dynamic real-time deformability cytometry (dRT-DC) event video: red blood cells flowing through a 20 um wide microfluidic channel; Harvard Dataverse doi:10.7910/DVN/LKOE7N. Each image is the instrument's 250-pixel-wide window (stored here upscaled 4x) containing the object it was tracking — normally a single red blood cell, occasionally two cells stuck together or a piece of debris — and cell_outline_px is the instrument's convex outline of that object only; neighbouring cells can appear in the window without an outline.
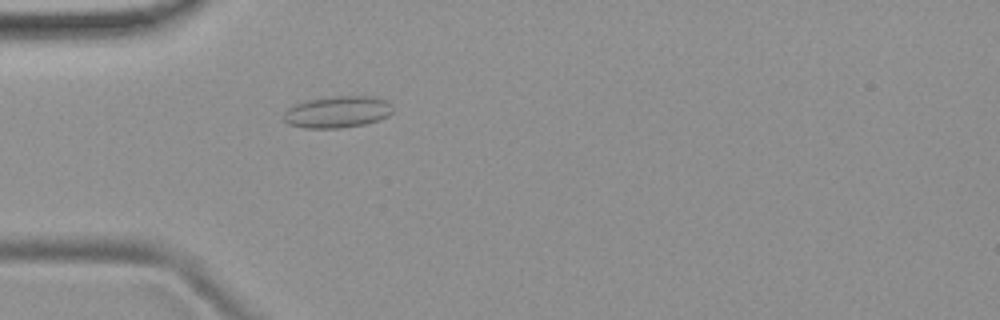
{"species": "common noctule bat (a hibernating species)", "species_latin": "Nyctalus noctula", "temperature_condition": "room temperature", "stored_images_in_passage": 46, "camera_frame_rate_fps": 3000, "um_per_image_px": 0.085, "animal": {"sex": "female", "body_mass_g": 19.9}, "frame": {"image": 1, "passage_image": 9, "time_ms": 2.667, "image_size_px": [1000, 320], "cell_outline_px": [[392, 112], [388, 116], [364, 124], [340, 128], [304, 128], [288, 124], [284, 120], [284, 112], [288, 108], [296, 104], [308, 100], [332, 96], [376, 96], [388, 100], [392, 104]], "centroid_in_image_um": [28.71, 9.5], "position_along_channel_um": 56.3, "area_um2": 20.23}}
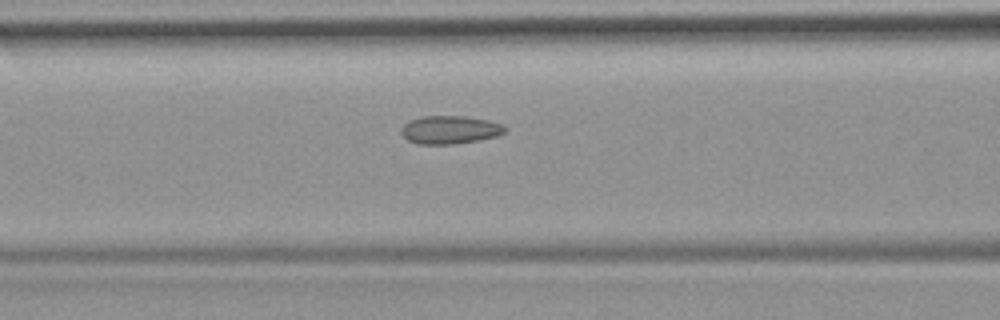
{"frame": {"image": 2, "passage_image": 15, "time_ms": 4.667, "image_size_px": [1000, 320], "cell_outline_px": [[508, 128], [504, 132], [496, 136], [476, 140], [452, 144], [416, 144], [408, 140], [400, 132], [400, 128], [404, 124], [420, 116], [464, 116], [488, 120], [504, 124]], "centroid_in_image_um": [38.23, 11.02], "position_along_channel_um": 128.4, "area_um2": 16.99}}
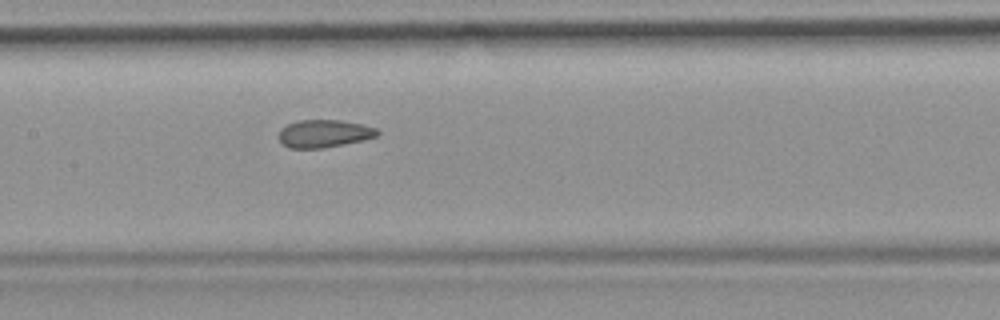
{"frame": {"image": 3, "passage_image": 19, "time_ms": 6.0, "image_size_px": [1000, 320], "cell_outline_px": [[380, 132], [376, 136], [364, 140], [344, 144], [320, 148], [288, 148], [280, 144], [280, 128], [288, 124], [300, 120], [340, 120], [360, 124], [376, 128]], "centroid_in_image_um": [27.53, 11.36], "position_along_channel_um": 179.9, "area_um2": 15.84}, "authors_computed_cell_mechanics": {"area_um2": 16.7042, "velocity_mm_per_s": 3.8707, "shape_relaxation_time_tau1_ms": null, "shape_relaxation_time_tau2_ms": 1.386, "deformation_change_tau1": null, "deformation_change_tau2": 0.0737}}